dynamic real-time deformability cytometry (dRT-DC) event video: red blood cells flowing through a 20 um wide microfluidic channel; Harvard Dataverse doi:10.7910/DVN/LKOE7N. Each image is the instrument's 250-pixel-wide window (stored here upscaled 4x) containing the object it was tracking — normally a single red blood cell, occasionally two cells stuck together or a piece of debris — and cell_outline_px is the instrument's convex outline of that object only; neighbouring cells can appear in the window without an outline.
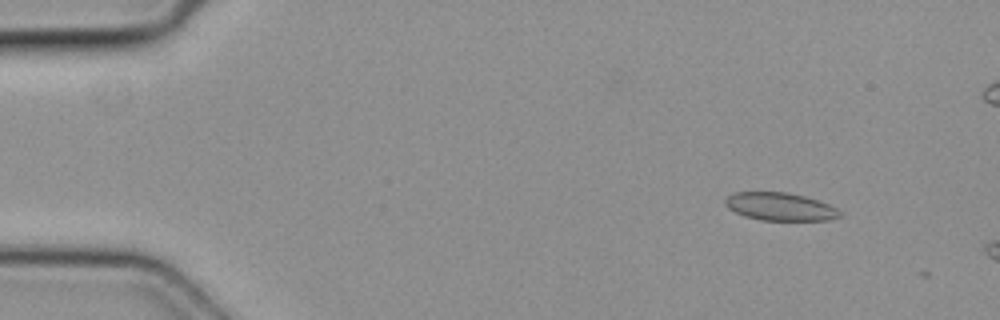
{"species": "common noctule bat (a hibernating species)", "species_latin": "Nyctalus noctula", "temperature_condition": "cold", "stored_images_in_passage": 9, "camera_frame_rate_fps": 3000, "um_per_image_px": 0.085, "animal": {"sex": "female", "body_mass_g": 19.3, "forearm_length_mm": 54.1}, "frame": {"image": 1, "passage_image": 3, "time_ms": 0.667, "image_size_px": [1000, 320], "cell_outline_px": [[840, 216], [828, 220], [760, 220], [744, 216], [728, 208], [724, 204], [724, 200], [732, 192], [788, 192], [804, 196], [828, 204], [836, 208], [840, 212]], "centroid_in_image_um": [66.26, 17.56], "position_along_channel_um": 18.7, "area_um2": 18.55}}